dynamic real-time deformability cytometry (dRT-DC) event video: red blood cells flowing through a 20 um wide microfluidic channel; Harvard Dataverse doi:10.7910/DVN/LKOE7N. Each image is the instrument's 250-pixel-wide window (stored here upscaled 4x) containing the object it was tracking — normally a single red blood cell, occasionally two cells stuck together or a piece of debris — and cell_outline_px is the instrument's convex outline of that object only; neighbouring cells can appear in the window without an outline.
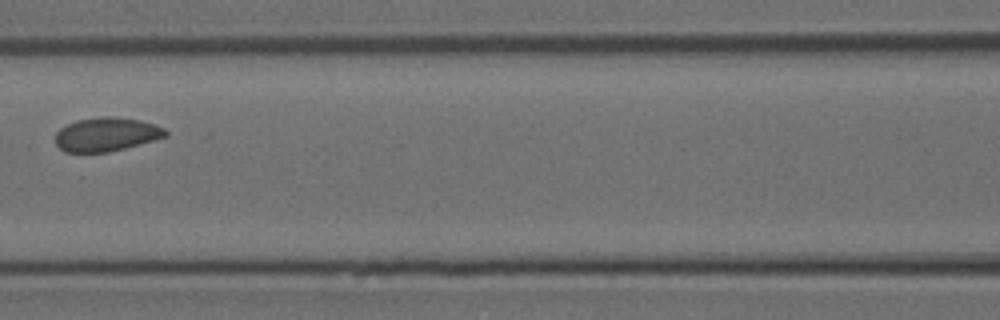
{"species": "Egyptian fruit bat (a non-hibernating species)", "species_latin": "Rousettus aegyptiacus", "temperature_condition": "room temperature", "stored_images_in_passage": 8, "camera_frame_rate_fps": 3000, "um_per_image_px": 0.085, "animal": {"sex": "female"}, "frame": {"image": 1, "passage_image": 8, "time_ms": 2.333, "image_size_px": [1000, 320], "cell_outline_px": [[168, 136], [124, 148], [108, 152], [64, 152], [56, 144], [56, 132], [60, 128], [76, 120], [100, 116], [112, 116], [140, 120], [156, 124], [164, 128], [168, 132]], "centroid_in_image_um": [9.05, 11.41], "position_along_channel_um": 157.6, "area_um2": 21.73}}